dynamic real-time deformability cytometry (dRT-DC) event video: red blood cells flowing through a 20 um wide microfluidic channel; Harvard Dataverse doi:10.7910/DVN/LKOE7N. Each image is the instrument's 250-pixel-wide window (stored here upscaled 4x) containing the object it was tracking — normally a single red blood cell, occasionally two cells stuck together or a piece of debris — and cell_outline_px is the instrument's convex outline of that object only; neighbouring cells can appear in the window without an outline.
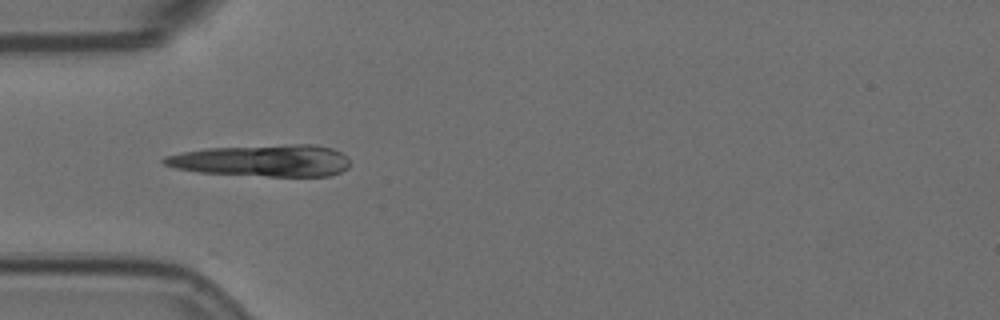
{"species": "Egyptian fruit bat (a non-hibernating species)", "species_latin": "Rousettus aegyptiacus", "temperature_condition": "room temperature", "stored_images_in_passage": 4, "camera_frame_rate_fps": 3000, "um_per_image_px": 0.085, "animal": {"sex": "female"}, "frame": {"image": 1, "passage_image": 1, "time_ms": 0.0, "image_size_px": [1000, 320], "cell_outline_px": [[348, 168], [340, 172], [328, 176], [268, 176], [200, 172], [176, 168], [164, 164], [160, 160], [164, 156], [204, 148], [292, 144], [316, 144], [332, 148], [348, 156]], "centroid_in_image_um": [22.33, 13.64], "position_along_channel_um": 62.7, "area_um2": 34.51}}
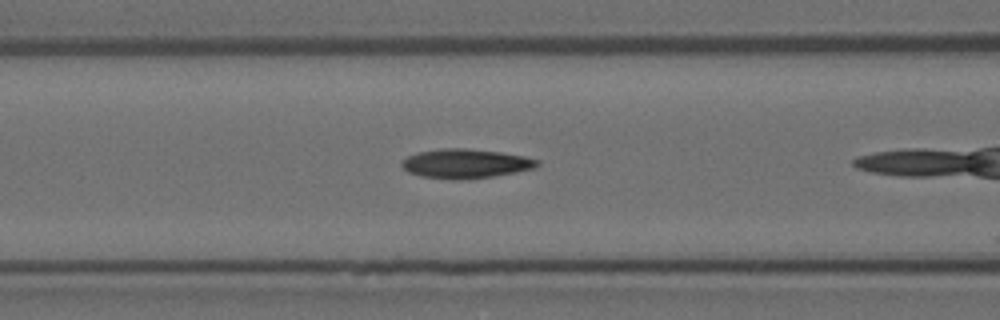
{"frame": {"image": 2, "passage_image": 3, "time_ms": 0.667, "image_size_px": [1000, 320], "cell_outline_px": [[540, 164], [536, 168], [516, 172], [468, 180], [452, 180], [424, 176], [408, 172], [400, 164], [400, 160], [408, 156], [420, 152], [444, 148], [468, 148], [500, 152], [524, 156], [540, 160]], "centroid_in_image_um": [39.6, 13.91], "position_along_channel_um": 127.0, "area_um2": 23.24}}